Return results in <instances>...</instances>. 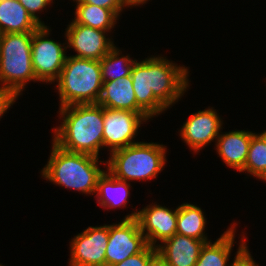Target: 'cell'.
<instances>
[{
    "mask_svg": "<svg viewBox=\"0 0 266 266\" xmlns=\"http://www.w3.org/2000/svg\"><path fill=\"white\" fill-rule=\"evenodd\" d=\"M98 104L112 110H129L136 113H145L137 105L131 75L103 82Z\"/></svg>",
    "mask_w": 266,
    "mask_h": 266,
    "instance_id": "16",
    "label": "cell"
},
{
    "mask_svg": "<svg viewBox=\"0 0 266 266\" xmlns=\"http://www.w3.org/2000/svg\"><path fill=\"white\" fill-rule=\"evenodd\" d=\"M241 172H247L266 182V144L256 133L251 137L247 159Z\"/></svg>",
    "mask_w": 266,
    "mask_h": 266,
    "instance_id": "23",
    "label": "cell"
},
{
    "mask_svg": "<svg viewBox=\"0 0 266 266\" xmlns=\"http://www.w3.org/2000/svg\"><path fill=\"white\" fill-rule=\"evenodd\" d=\"M60 106L96 104L102 93V74L99 60L67 56L56 80Z\"/></svg>",
    "mask_w": 266,
    "mask_h": 266,
    "instance_id": "4",
    "label": "cell"
},
{
    "mask_svg": "<svg viewBox=\"0 0 266 266\" xmlns=\"http://www.w3.org/2000/svg\"><path fill=\"white\" fill-rule=\"evenodd\" d=\"M148 246L136 218L123 219L109 225V239L105 251L106 266L123 262L128 257L142 252Z\"/></svg>",
    "mask_w": 266,
    "mask_h": 266,
    "instance_id": "9",
    "label": "cell"
},
{
    "mask_svg": "<svg viewBox=\"0 0 266 266\" xmlns=\"http://www.w3.org/2000/svg\"><path fill=\"white\" fill-rule=\"evenodd\" d=\"M103 147H108L110 153L137 143L135 136L142 122L150 117L146 113H136L129 110H112L103 107Z\"/></svg>",
    "mask_w": 266,
    "mask_h": 266,
    "instance_id": "8",
    "label": "cell"
},
{
    "mask_svg": "<svg viewBox=\"0 0 266 266\" xmlns=\"http://www.w3.org/2000/svg\"><path fill=\"white\" fill-rule=\"evenodd\" d=\"M187 67H182L166 57H147L135 61L132 85L137 105L151 118L163 113L178 102L189 87Z\"/></svg>",
    "mask_w": 266,
    "mask_h": 266,
    "instance_id": "1",
    "label": "cell"
},
{
    "mask_svg": "<svg viewBox=\"0 0 266 266\" xmlns=\"http://www.w3.org/2000/svg\"><path fill=\"white\" fill-rule=\"evenodd\" d=\"M223 122L213 108L204 109L192 114L183 124L180 135L184 142L195 153L207 146L211 141L216 142Z\"/></svg>",
    "mask_w": 266,
    "mask_h": 266,
    "instance_id": "13",
    "label": "cell"
},
{
    "mask_svg": "<svg viewBox=\"0 0 266 266\" xmlns=\"http://www.w3.org/2000/svg\"><path fill=\"white\" fill-rule=\"evenodd\" d=\"M39 26L18 0H0V34L34 32Z\"/></svg>",
    "mask_w": 266,
    "mask_h": 266,
    "instance_id": "17",
    "label": "cell"
},
{
    "mask_svg": "<svg viewBox=\"0 0 266 266\" xmlns=\"http://www.w3.org/2000/svg\"><path fill=\"white\" fill-rule=\"evenodd\" d=\"M135 211L124 219L136 218L148 245L156 247L157 240L162 243L176 234L178 208L171 210L154 203Z\"/></svg>",
    "mask_w": 266,
    "mask_h": 266,
    "instance_id": "11",
    "label": "cell"
},
{
    "mask_svg": "<svg viewBox=\"0 0 266 266\" xmlns=\"http://www.w3.org/2000/svg\"><path fill=\"white\" fill-rule=\"evenodd\" d=\"M244 238L245 237L243 236V239H241V242L239 243L240 245L237 249V254L234 257V261L231 263V266H258V264H256L253 260Z\"/></svg>",
    "mask_w": 266,
    "mask_h": 266,
    "instance_id": "27",
    "label": "cell"
},
{
    "mask_svg": "<svg viewBox=\"0 0 266 266\" xmlns=\"http://www.w3.org/2000/svg\"><path fill=\"white\" fill-rule=\"evenodd\" d=\"M109 225L88 227L70 244L69 266H106Z\"/></svg>",
    "mask_w": 266,
    "mask_h": 266,
    "instance_id": "10",
    "label": "cell"
},
{
    "mask_svg": "<svg viewBox=\"0 0 266 266\" xmlns=\"http://www.w3.org/2000/svg\"><path fill=\"white\" fill-rule=\"evenodd\" d=\"M59 110L63 121L53 129L52 141L64 150L99 157L103 148V106L76 104Z\"/></svg>",
    "mask_w": 266,
    "mask_h": 266,
    "instance_id": "2",
    "label": "cell"
},
{
    "mask_svg": "<svg viewBox=\"0 0 266 266\" xmlns=\"http://www.w3.org/2000/svg\"><path fill=\"white\" fill-rule=\"evenodd\" d=\"M98 158L64 150L53 142L50 158L41 175L56 185L93 195L98 179L104 173L98 167L103 161Z\"/></svg>",
    "mask_w": 266,
    "mask_h": 266,
    "instance_id": "3",
    "label": "cell"
},
{
    "mask_svg": "<svg viewBox=\"0 0 266 266\" xmlns=\"http://www.w3.org/2000/svg\"><path fill=\"white\" fill-rule=\"evenodd\" d=\"M17 98L18 95L14 91L0 86V118L10 109Z\"/></svg>",
    "mask_w": 266,
    "mask_h": 266,
    "instance_id": "28",
    "label": "cell"
},
{
    "mask_svg": "<svg viewBox=\"0 0 266 266\" xmlns=\"http://www.w3.org/2000/svg\"><path fill=\"white\" fill-rule=\"evenodd\" d=\"M65 32L67 48L77 52L74 57L100 61L115 45L110 38H106L108 31L78 24L73 20Z\"/></svg>",
    "mask_w": 266,
    "mask_h": 266,
    "instance_id": "12",
    "label": "cell"
},
{
    "mask_svg": "<svg viewBox=\"0 0 266 266\" xmlns=\"http://www.w3.org/2000/svg\"><path fill=\"white\" fill-rule=\"evenodd\" d=\"M266 144V130L261 132L260 134H257Z\"/></svg>",
    "mask_w": 266,
    "mask_h": 266,
    "instance_id": "31",
    "label": "cell"
},
{
    "mask_svg": "<svg viewBox=\"0 0 266 266\" xmlns=\"http://www.w3.org/2000/svg\"><path fill=\"white\" fill-rule=\"evenodd\" d=\"M27 12L39 23L40 25H45L38 17V13L42 12L43 9H46L53 0H18ZM37 13V14H36Z\"/></svg>",
    "mask_w": 266,
    "mask_h": 266,
    "instance_id": "26",
    "label": "cell"
},
{
    "mask_svg": "<svg viewBox=\"0 0 266 266\" xmlns=\"http://www.w3.org/2000/svg\"><path fill=\"white\" fill-rule=\"evenodd\" d=\"M252 131L232 130L224 134H219L216 140L218 155L222 158L226 166L241 172L245 166L248 155Z\"/></svg>",
    "mask_w": 266,
    "mask_h": 266,
    "instance_id": "15",
    "label": "cell"
},
{
    "mask_svg": "<svg viewBox=\"0 0 266 266\" xmlns=\"http://www.w3.org/2000/svg\"><path fill=\"white\" fill-rule=\"evenodd\" d=\"M148 266H169L157 252L149 261Z\"/></svg>",
    "mask_w": 266,
    "mask_h": 266,
    "instance_id": "29",
    "label": "cell"
},
{
    "mask_svg": "<svg viewBox=\"0 0 266 266\" xmlns=\"http://www.w3.org/2000/svg\"><path fill=\"white\" fill-rule=\"evenodd\" d=\"M76 5L75 23L108 32L115 26L118 16L112 10L88 3Z\"/></svg>",
    "mask_w": 266,
    "mask_h": 266,
    "instance_id": "21",
    "label": "cell"
},
{
    "mask_svg": "<svg viewBox=\"0 0 266 266\" xmlns=\"http://www.w3.org/2000/svg\"><path fill=\"white\" fill-rule=\"evenodd\" d=\"M135 61L136 59L132 60L130 58V55L122 56L121 50H119L116 46H114L100 60L103 82H109L116 80L120 77H126L131 75V70Z\"/></svg>",
    "mask_w": 266,
    "mask_h": 266,
    "instance_id": "22",
    "label": "cell"
},
{
    "mask_svg": "<svg viewBox=\"0 0 266 266\" xmlns=\"http://www.w3.org/2000/svg\"><path fill=\"white\" fill-rule=\"evenodd\" d=\"M166 146L153 142H138L110 153L107 170L120 180H150L165 166Z\"/></svg>",
    "mask_w": 266,
    "mask_h": 266,
    "instance_id": "5",
    "label": "cell"
},
{
    "mask_svg": "<svg viewBox=\"0 0 266 266\" xmlns=\"http://www.w3.org/2000/svg\"><path fill=\"white\" fill-rule=\"evenodd\" d=\"M130 182L114 177L108 170L99 177L96 186L98 204L108 208L126 207Z\"/></svg>",
    "mask_w": 266,
    "mask_h": 266,
    "instance_id": "18",
    "label": "cell"
},
{
    "mask_svg": "<svg viewBox=\"0 0 266 266\" xmlns=\"http://www.w3.org/2000/svg\"><path fill=\"white\" fill-rule=\"evenodd\" d=\"M148 0H127L128 4L130 6H138V5H143L144 3H146Z\"/></svg>",
    "mask_w": 266,
    "mask_h": 266,
    "instance_id": "30",
    "label": "cell"
},
{
    "mask_svg": "<svg viewBox=\"0 0 266 266\" xmlns=\"http://www.w3.org/2000/svg\"><path fill=\"white\" fill-rule=\"evenodd\" d=\"M235 224L233 223L214 243L211 240L205 243L195 266H228L227 262L234 247Z\"/></svg>",
    "mask_w": 266,
    "mask_h": 266,
    "instance_id": "19",
    "label": "cell"
},
{
    "mask_svg": "<svg viewBox=\"0 0 266 266\" xmlns=\"http://www.w3.org/2000/svg\"><path fill=\"white\" fill-rule=\"evenodd\" d=\"M33 32L0 34V84L18 96L27 82L38 81L32 68Z\"/></svg>",
    "mask_w": 266,
    "mask_h": 266,
    "instance_id": "6",
    "label": "cell"
},
{
    "mask_svg": "<svg viewBox=\"0 0 266 266\" xmlns=\"http://www.w3.org/2000/svg\"><path fill=\"white\" fill-rule=\"evenodd\" d=\"M157 253V248L148 245L142 252L128 257L123 262L111 266H148L150 259Z\"/></svg>",
    "mask_w": 266,
    "mask_h": 266,
    "instance_id": "24",
    "label": "cell"
},
{
    "mask_svg": "<svg viewBox=\"0 0 266 266\" xmlns=\"http://www.w3.org/2000/svg\"><path fill=\"white\" fill-rule=\"evenodd\" d=\"M207 242L210 241L174 234L161 244H156V248L169 266H195L201 249Z\"/></svg>",
    "mask_w": 266,
    "mask_h": 266,
    "instance_id": "14",
    "label": "cell"
},
{
    "mask_svg": "<svg viewBox=\"0 0 266 266\" xmlns=\"http://www.w3.org/2000/svg\"><path fill=\"white\" fill-rule=\"evenodd\" d=\"M76 3H88L112 10L118 17L124 7H129L127 0H73Z\"/></svg>",
    "mask_w": 266,
    "mask_h": 266,
    "instance_id": "25",
    "label": "cell"
},
{
    "mask_svg": "<svg viewBox=\"0 0 266 266\" xmlns=\"http://www.w3.org/2000/svg\"><path fill=\"white\" fill-rule=\"evenodd\" d=\"M40 25L34 32L31 42L32 68L36 79L46 83H54L66 62L67 46L49 39V28Z\"/></svg>",
    "mask_w": 266,
    "mask_h": 266,
    "instance_id": "7",
    "label": "cell"
},
{
    "mask_svg": "<svg viewBox=\"0 0 266 266\" xmlns=\"http://www.w3.org/2000/svg\"><path fill=\"white\" fill-rule=\"evenodd\" d=\"M206 222L204 212L200 207L190 203H183L178 206L176 234L197 240H208L204 232Z\"/></svg>",
    "mask_w": 266,
    "mask_h": 266,
    "instance_id": "20",
    "label": "cell"
}]
</instances>
